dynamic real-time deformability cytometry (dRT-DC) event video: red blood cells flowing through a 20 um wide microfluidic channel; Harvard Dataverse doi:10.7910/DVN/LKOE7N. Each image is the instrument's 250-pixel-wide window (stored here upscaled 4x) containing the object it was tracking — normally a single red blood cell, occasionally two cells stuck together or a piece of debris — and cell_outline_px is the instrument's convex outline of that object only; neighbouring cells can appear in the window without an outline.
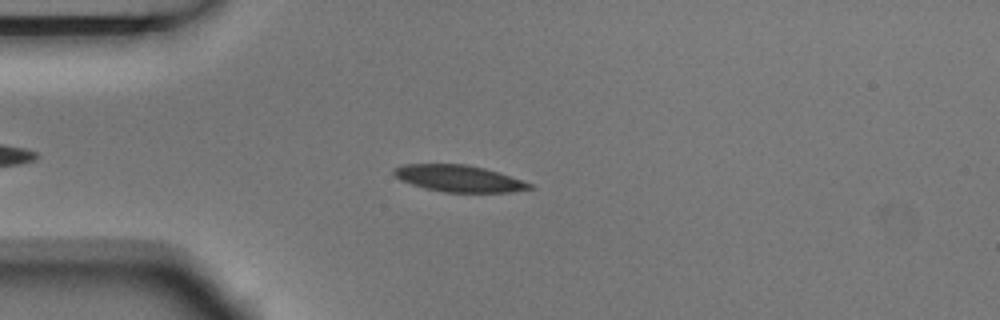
{"species": "Egyptian fruit bat (a non-hibernating species)", "species_latin": "Rousettus aegyptiacus", "temperature_condition": "room temperature", "stored_images_in_passage": 4, "camera_frame_rate_fps": 3000, "um_per_image_px": 0.085, "animal": {"sex": "male"}, "frame": {"image": 1, "passage_image": 4, "time_ms": 1.0, "image_size_px": [1000, 320], "cell_outline_px": [[532, 188], [512, 192], [444, 192], [424, 188], [400, 180], [392, 172], [392, 168], [400, 164], [464, 164], [484, 168], [532, 184]], "centroid_in_image_um": [38.92, 15.17], "position_along_channel_um": 46.1, "area_um2": 20.87}}